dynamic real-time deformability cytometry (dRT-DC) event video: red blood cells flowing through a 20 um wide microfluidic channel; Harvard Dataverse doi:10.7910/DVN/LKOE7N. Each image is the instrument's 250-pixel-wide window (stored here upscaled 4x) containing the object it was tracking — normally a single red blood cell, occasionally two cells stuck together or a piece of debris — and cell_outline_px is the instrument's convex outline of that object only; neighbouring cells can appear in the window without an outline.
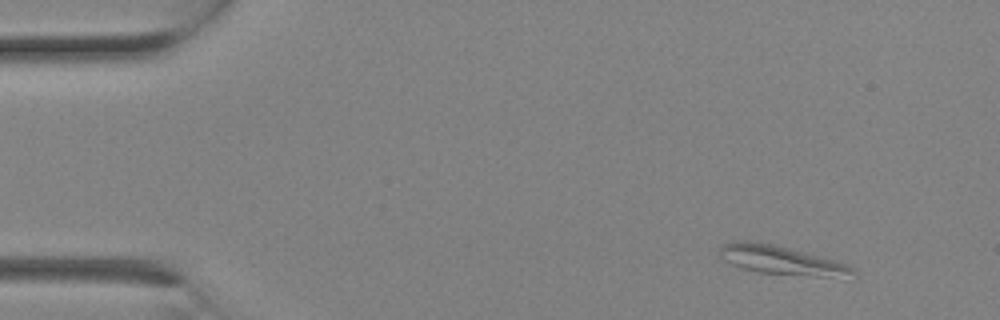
{"species": "Egyptian fruit bat (a non-hibernating species)", "species_latin": "Rousettus aegyptiacus", "temperature_condition": "room temperature", "stored_images_in_passage": 3, "camera_frame_rate_fps": 3000, "um_per_image_px": 0.085, "animal": {"sex": "female"}, "frame": {"image": 1, "passage_image": 3, "time_ms": 0.667, "image_size_px": [1000, 320], "cell_outline_px": [[856, 276], [844, 280], [760, 272], [740, 268], [720, 260], [720, 248], [724, 244], [732, 240], [752, 240], [772, 244], [824, 256], [848, 264], [856, 272]], "centroid_in_image_um": [66.53, 22.15], "position_along_channel_um": 18.5, "area_um2": 23.52}}